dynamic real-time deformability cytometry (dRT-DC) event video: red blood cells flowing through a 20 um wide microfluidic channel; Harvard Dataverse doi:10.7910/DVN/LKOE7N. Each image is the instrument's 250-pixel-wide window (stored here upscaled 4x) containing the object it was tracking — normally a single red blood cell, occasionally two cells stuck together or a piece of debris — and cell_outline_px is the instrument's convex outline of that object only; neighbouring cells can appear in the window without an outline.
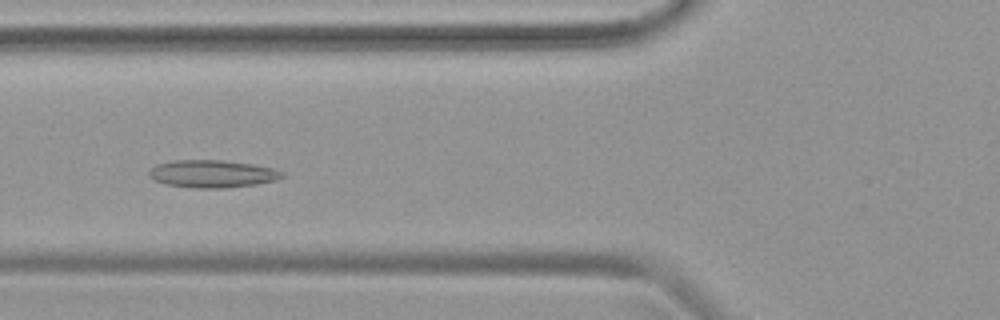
{"species": "common noctule bat (a hibernating species)", "species_latin": "Nyctalus noctula", "temperature_condition": "warm", "stored_images_in_passage": 47, "camera_frame_rate_fps": 3000, "um_per_image_px": 0.085, "animal": {"sex": "female", "body_mass_g": 19.9}, "frame": {"image": 1, "passage_image": 17, "time_ms": 5.333, "image_size_px": [1000, 320], "cell_outline_px": [[284, 176], [276, 180], [256, 184], [224, 188], [192, 188], [164, 184], [152, 180], [148, 176], [148, 172], [156, 164], [172, 160], [220, 160], [252, 164], [272, 168], [284, 172]], "centroid_in_image_um": [18.0, 14.78], "position_along_channel_um": 107.8, "area_um2": 21.5}}
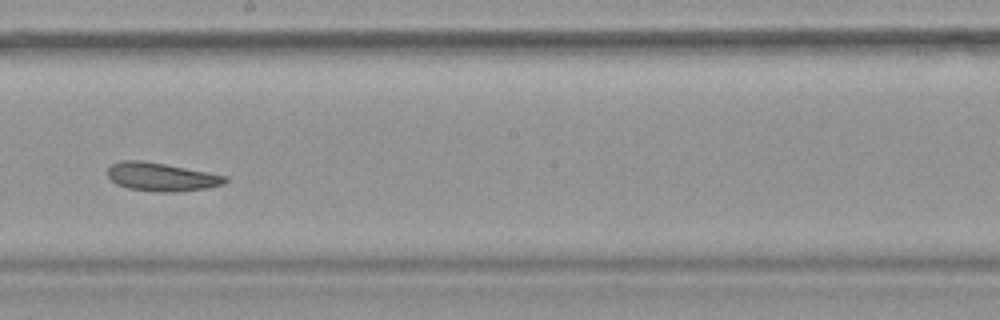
{"frame": {"image": 2, "passage_image": 26, "time_ms": 8.333, "image_size_px": [1000, 320], "cell_outline_px": [[228, 180], [224, 184], [208, 188], [176, 192], [152, 192], [128, 188], [116, 184], [108, 176], [108, 168], [112, 164], [120, 160], [144, 160], [208, 172], [228, 176]], "centroid_in_image_um": [13.73, 15.04], "position_along_channel_um": 234.5, "area_um2": 19.65}}
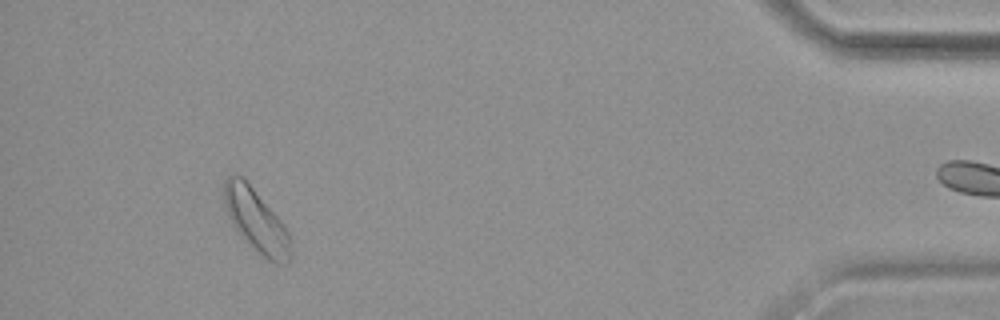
{"frame": {"image": 3, "passage_image": 43, "time_ms": 14.0, "image_size_px": [1000, 320], "cell_outline_px": [[292, 260], [288, 264], [276, 264], [268, 260], [244, 240], [232, 224], [228, 216], [224, 204], [224, 180], [228, 176], [244, 176], [284, 224], [288, 232], [292, 252]], "centroid_in_image_um": [21.8, 18.76], "position_along_channel_um": 413.4, "area_um2": 24.62}}